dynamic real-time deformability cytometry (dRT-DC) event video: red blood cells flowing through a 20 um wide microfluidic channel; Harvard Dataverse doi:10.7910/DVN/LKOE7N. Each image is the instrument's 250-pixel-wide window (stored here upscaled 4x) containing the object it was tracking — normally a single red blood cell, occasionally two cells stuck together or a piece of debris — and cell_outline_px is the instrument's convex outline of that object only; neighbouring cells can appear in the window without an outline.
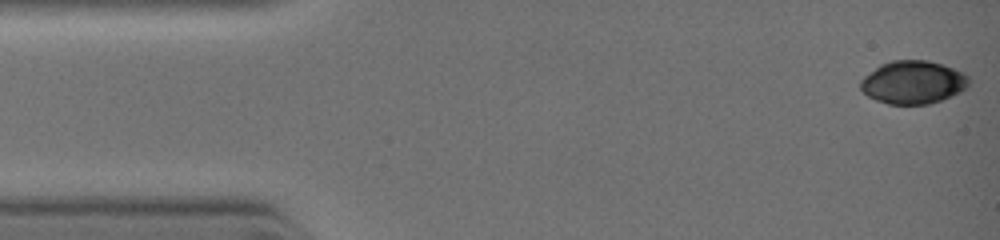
{"species": "common noctule bat (a hibernating species)", "species_latin": "Nyctalus noctula", "temperature_condition": "warm", "stored_images_in_passage": 57, "camera_frame_rate_fps": 3000, "um_per_image_px": 0.085, "animal": {"sex": "female", "body_mass_g": 19.0, "forearm_length_mm": 51.5}, "frame": {"image": 1, "passage_image": 1, "time_ms": 0.0, "image_size_px": [1000, 240], "cell_outline_px": [[968, 88], [952, 96], [928, 104], [888, 104], [876, 100], [868, 96], [860, 88], [860, 80], [864, 76], [880, 64], [892, 60], [928, 60], [944, 64], [964, 72], [968, 76]], "centroid_in_image_um": [77.62, 6.98], "position_along_channel_um": 7.4, "area_um2": 27.4}}
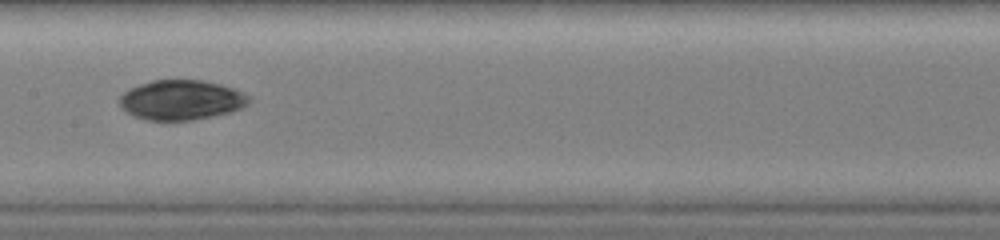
{"frame": {"image": 2, "passage_image": 25, "time_ms": 5.333, "image_size_px": [1000, 240], "cell_outline_px": [[248, 104], [244, 108], [212, 116], [192, 120], [148, 120], [136, 116], [128, 112], [116, 100], [128, 88], [152, 80], [200, 80], [220, 84], [236, 88], [248, 96]], "centroid_in_image_um": [15.4, 8.49], "position_along_channel_um": 192.0, "area_um2": 29.94}}
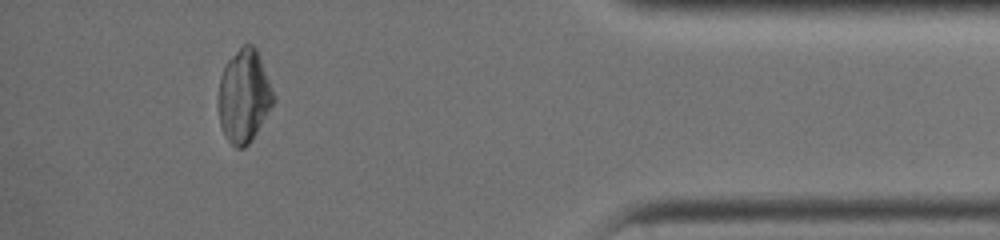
{"frame": {"image": 3, "passage_image": 49, "time_ms": 10.0, "image_size_px": [1000, 240], "cell_outline_px": [[276, 100], [256, 132], [248, 144], [244, 148], [236, 148], [228, 140], [220, 124], [220, 76], [228, 60], [244, 44], [252, 44], [256, 48]], "centroid_in_image_um": [20.76, 8.17], "position_along_channel_um": 414.4, "area_um2": 28.96}}